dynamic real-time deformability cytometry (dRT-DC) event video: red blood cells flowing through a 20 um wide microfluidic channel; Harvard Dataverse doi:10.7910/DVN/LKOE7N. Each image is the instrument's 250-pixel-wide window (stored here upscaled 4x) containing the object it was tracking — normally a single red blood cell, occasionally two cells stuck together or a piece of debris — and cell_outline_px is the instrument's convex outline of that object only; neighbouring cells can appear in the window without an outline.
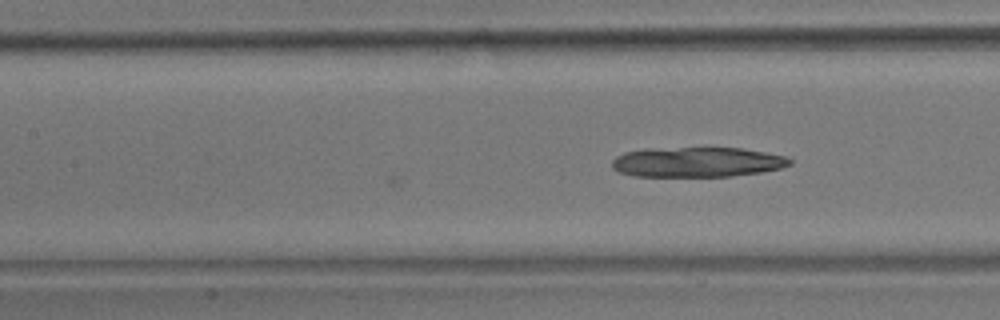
{"species": "common noctule bat (a hibernating species)", "species_latin": "Nyctalus noctula", "temperature_condition": "room temperature", "stored_images_in_passage": 12, "camera_frame_rate_fps": 3000, "um_per_image_px": 0.085, "animal": {"sex": "male", "body_mass_g": 17.9}, "frame": {"image": 1, "passage_image": 12, "time_ms": 3.667, "image_size_px": [1000, 320], "cell_outline_px": [[792, 164], [780, 168], [760, 172], [732, 176], [632, 176], [620, 172], [612, 168], [612, 160], [616, 156], [624, 152], [644, 148], [740, 148], [764, 152], [784, 156], [792, 160]], "centroid_in_image_um": [59.21, 13.77], "position_along_channel_um": 148.2, "area_um2": 31.04}}